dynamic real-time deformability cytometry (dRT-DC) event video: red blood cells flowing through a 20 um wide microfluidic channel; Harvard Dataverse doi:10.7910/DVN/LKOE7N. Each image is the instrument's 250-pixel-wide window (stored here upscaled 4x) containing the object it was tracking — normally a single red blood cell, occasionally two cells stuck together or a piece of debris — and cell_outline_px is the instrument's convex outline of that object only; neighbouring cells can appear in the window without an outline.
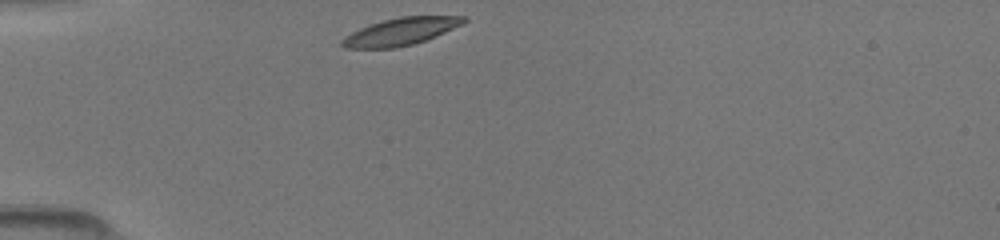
{"species": "common noctule bat (a hibernating species)", "species_latin": "Nyctalus noctula", "temperature_condition": "room temperature", "stored_images_in_passage": 31, "camera_frame_rate_fps": 3000, "um_per_image_px": 0.085, "animal": {"sex": "female", "body_mass_g": 19.5, "forearm_length_mm": 54.1}, "frame": {"image": 1, "passage_image": 1, "time_ms": 0.0, "image_size_px": [1000, 240], "cell_outline_px": [[468, 20], [464, 24], [424, 40], [412, 44], [396, 48], [344, 48], [340, 44], [340, 40], [344, 36], [360, 28], [384, 20], [400, 16], [464, 16]], "centroid_in_image_um": [34.04, 2.68], "position_along_channel_um": 51.0, "area_um2": 19.25}}
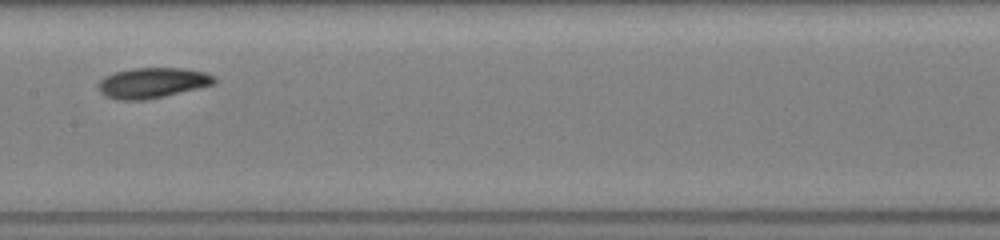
{"frame": {"image": 2, "passage_image": 13, "time_ms": 4.0, "image_size_px": [1000, 240], "cell_outline_px": [[216, 84], [164, 96], [144, 100], [116, 100], [104, 96], [100, 92], [96, 84], [104, 76], [116, 72], [132, 68], [180, 68], [204, 72], [216, 76]], "centroid_in_image_um": [12.93, 7.05], "position_along_channel_um": 194.5, "area_um2": 20.69}}
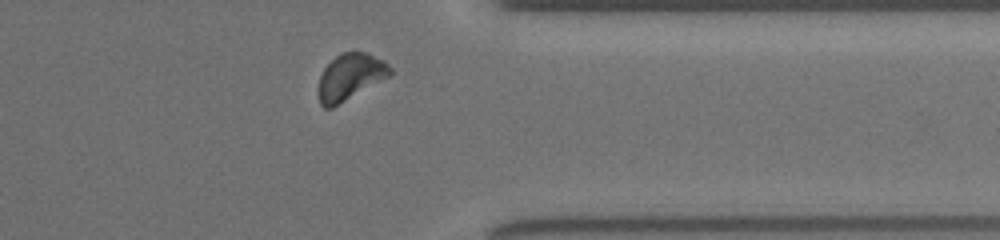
{"frame": {"image": 3, "passage_image": 27, "time_ms": 8.667, "image_size_px": [1000, 240], "cell_outline_px": [[392, 72], [388, 76], [332, 108], [324, 108], [320, 104], [320, 76], [324, 68], [340, 52], [368, 52], [384, 60], [392, 68]], "centroid_in_image_um": [29.78, 6.5], "position_along_channel_um": 381.6, "area_um2": 18.96}}